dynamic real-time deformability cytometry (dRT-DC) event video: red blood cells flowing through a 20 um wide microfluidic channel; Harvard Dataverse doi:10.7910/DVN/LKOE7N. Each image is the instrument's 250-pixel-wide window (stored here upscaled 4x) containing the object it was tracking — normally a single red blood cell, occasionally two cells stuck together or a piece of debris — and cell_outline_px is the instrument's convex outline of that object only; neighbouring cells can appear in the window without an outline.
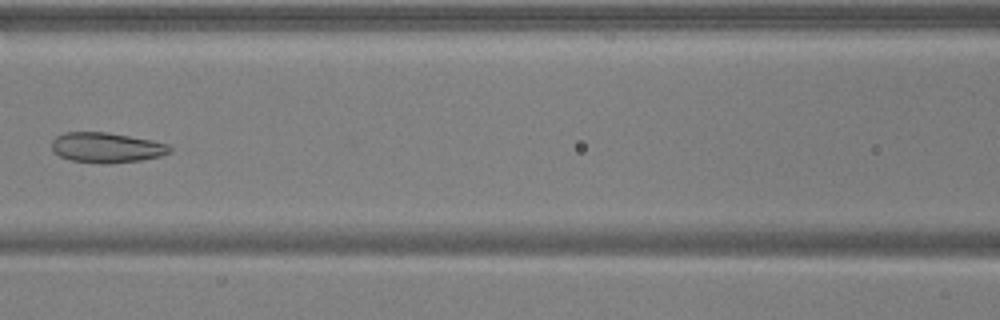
{"species": "common noctule bat (a hibernating species)", "species_latin": "Nyctalus noctula", "temperature_condition": "warm", "stored_images_in_passage": 7, "camera_frame_rate_fps": 3000, "um_per_image_px": 0.085, "animal": {"sex": "male", "body_mass_g": 17.9, "forearm_length_mm": 54.2}, "frame": {"image": 1, "passage_image": 6, "time_ms": 1.667, "image_size_px": [1000, 320], "cell_outline_px": [[172, 152], [160, 156], [140, 160], [108, 164], [100, 164], [72, 160], [60, 156], [52, 152], [52, 140], [56, 136], [64, 132], [108, 132], [152, 140], [168, 144], [172, 148]], "centroid_in_image_um": [9.05, 12.54], "position_along_channel_um": 157.5, "area_um2": 20.92}}
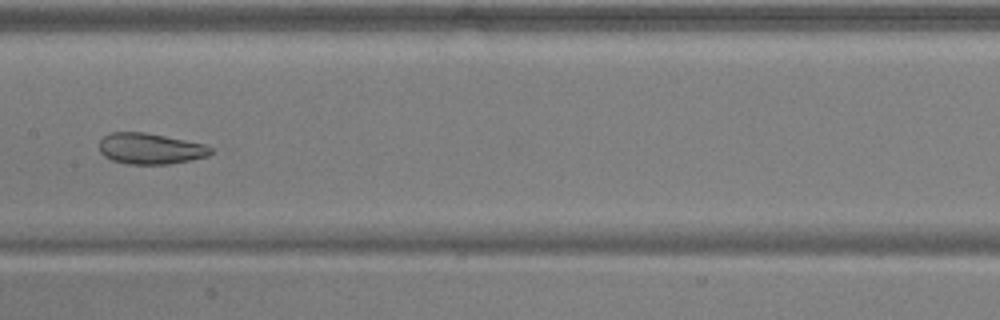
{"frame": {"image": 2, "passage_image": 7, "time_ms": 2.0, "image_size_px": [1000, 320], "cell_outline_px": [[212, 152], [208, 156], [192, 160], [168, 164], [128, 164], [112, 160], [104, 156], [100, 152], [100, 140], [104, 136], [112, 132], [144, 132], [204, 144], [212, 148]], "centroid_in_image_um": [12.77, 12.64], "position_along_channel_um": 194.6, "area_um2": 20.0}}